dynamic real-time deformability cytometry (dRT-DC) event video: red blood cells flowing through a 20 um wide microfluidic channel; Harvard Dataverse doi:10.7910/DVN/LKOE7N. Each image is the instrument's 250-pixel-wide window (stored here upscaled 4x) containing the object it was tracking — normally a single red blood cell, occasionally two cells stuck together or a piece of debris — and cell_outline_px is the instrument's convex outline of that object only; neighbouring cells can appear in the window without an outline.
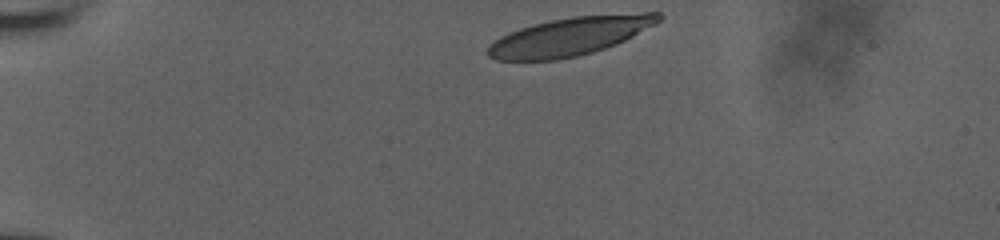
{"species": "human", "species_latin": "Homo sapiens", "temperature_condition": "room temperature", "stored_images_in_passage": 27, "camera_frame_rate_fps": 3000, "um_per_image_px": 0.085, "donor": {"sex": "male"}, "frame": {"image": 1, "passage_image": 1, "time_ms": 0.0, "image_size_px": [1000, 240], "cell_outline_px": [[664, 16], [656, 24], [616, 44], [592, 52], [576, 56], [556, 60], [496, 60], [488, 56], [484, 52], [488, 44], [500, 36], [508, 32], [532, 24], [572, 16], [644, 12], [660, 12]], "centroid_in_image_um": [48.41, 3.08], "position_along_channel_um": 36.6, "area_um2": 38.32}}
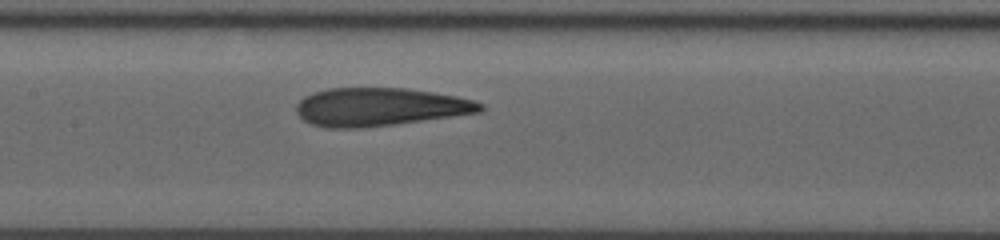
{"frame": {"image": 2, "passage_image": 16, "time_ms": 5.0, "image_size_px": [1000, 240], "cell_outline_px": [[484, 108], [480, 112], [452, 116], [392, 124], [360, 128], [328, 128], [312, 124], [304, 120], [296, 112], [296, 104], [304, 96], [312, 92], [328, 88], [408, 88], [456, 96], [472, 100], [484, 104]], "centroid_in_image_um": [32.24, 9.08], "position_along_channel_um": 175.2, "area_um2": 40.75}}
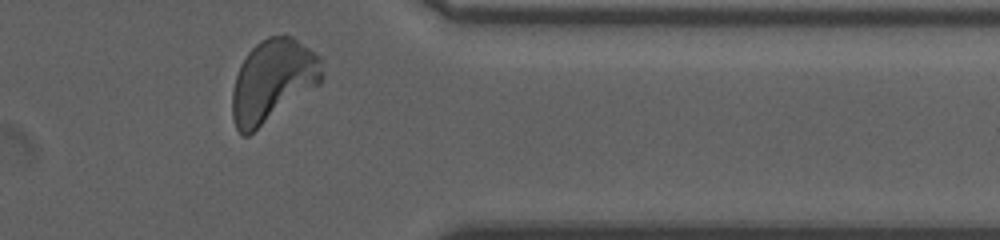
{"frame": {"image": 3, "passage_image": 27, "time_ms": 8.667, "image_size_px": [1000, 240], "cell_outline_px": [[324, 80], [320, 84], [248, 136], [244, 136], [236, 128], [232, 120], [232, 92], [236, 76], [240, 64], [248, 52], [260, 40], [268, 36], [292, 36], [320, 56], [324, 72]], "centroid_in_image_um": [23.2, 6.87], "position_along_channel_um": 388.2, "area_um2": 43.35}}